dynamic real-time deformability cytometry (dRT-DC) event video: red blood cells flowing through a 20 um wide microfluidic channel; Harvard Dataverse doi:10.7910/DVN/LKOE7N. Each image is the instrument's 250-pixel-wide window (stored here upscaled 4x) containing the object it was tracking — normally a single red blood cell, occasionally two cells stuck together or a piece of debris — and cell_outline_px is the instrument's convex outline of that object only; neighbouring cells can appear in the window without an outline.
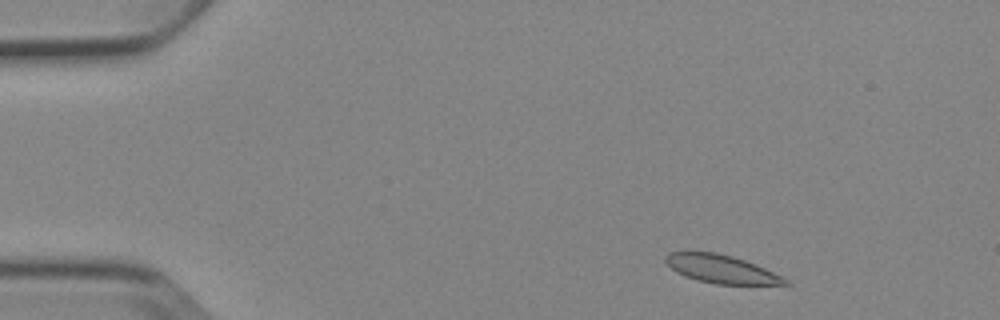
{"species": "Egyptian fruit bat (a non-hibernating species)", "species_latin": "Rousettus aegyptiacus", "temperature_condition": "cold", "stored_images_in_passage": 4, "camera_frame_rate_fps": 3000, "um_per_image_px": 0.085, "animal": {"sex": "female"}, "frame": {"image": 1, "passage_image": 1, "time_ms": 0.0, "image_size_px": [1000, 320], "cell_outline_px": [[792, 284], [716, 284], [696, 280], [684, 276], [676, 272], [664, 260], [664, 256], [668, 252], [716, 252], [732, 256], [756, 264], [792, 280]], "centroid_in_image_um": [61.34, 22.87], "position_along_channel_um": 23.7, "area_um2": 19.77}}